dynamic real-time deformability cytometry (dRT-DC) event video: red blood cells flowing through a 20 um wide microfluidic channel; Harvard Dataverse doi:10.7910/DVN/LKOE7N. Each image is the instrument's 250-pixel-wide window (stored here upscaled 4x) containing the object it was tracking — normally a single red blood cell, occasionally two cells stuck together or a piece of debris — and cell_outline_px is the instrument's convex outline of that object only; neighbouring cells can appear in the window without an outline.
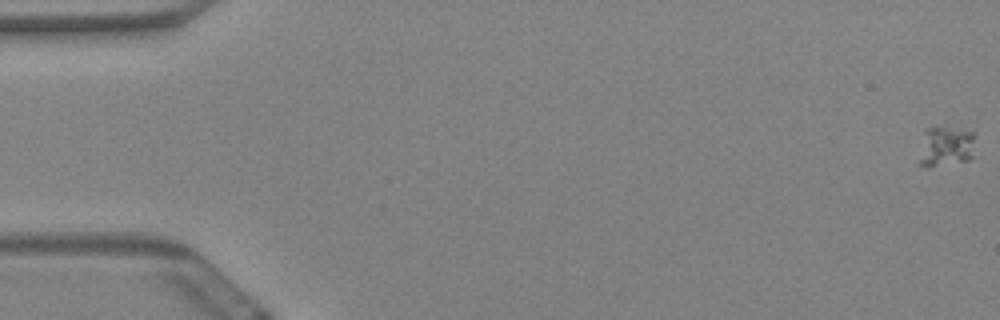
{"species": "Egyptian fruit bat (a non-hibernating species)", "species_latin": "Rousettus aegyptiacus", "temperature_condition": "warm", "stored_images_in_passage": 16, "camera_frame_rate_fps": 3000, "um_per_image_px": 0.085, "animal": {"sex": "female"}, "frame": {"image": 1, "passage_image": 1, "time_ms": 0.0, "image_size_px": [1000, 320], "cell_outline_px": [[976, 136], [972, 156], [968, 160], [936, 164], [920, 164], [920, 160], [924, 128], [960, 124], [976, 132]], "centroid_in_image_um": [80.51, 12.27], "position_along_channel_um": 4.5, "area_um2": 13.47}}
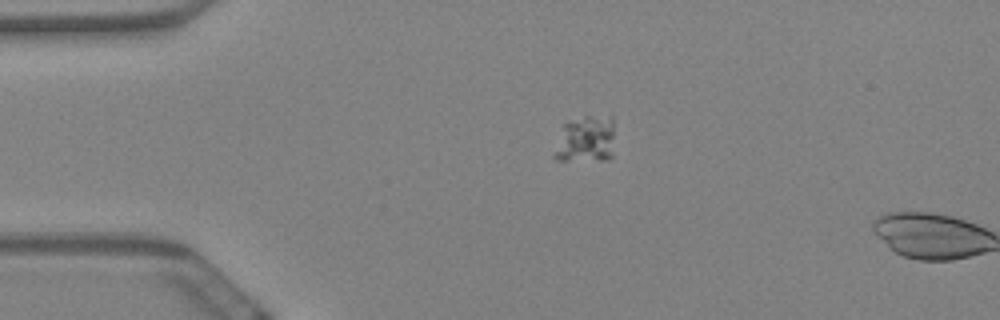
{"frame": {"image": 2, "passage_image": 15, "time_ms": 4.667, "image_size_px": [1000, 320], "cell_outline_px": [[612, 156], [608, 160], [556, 160], [552, 156], [564, 124], [584, 116], [612, 116]], "centroid_in_image_um": [49.78, 11.87], "position_along_channel_um": 35.2, "area_um2": 16.3}}